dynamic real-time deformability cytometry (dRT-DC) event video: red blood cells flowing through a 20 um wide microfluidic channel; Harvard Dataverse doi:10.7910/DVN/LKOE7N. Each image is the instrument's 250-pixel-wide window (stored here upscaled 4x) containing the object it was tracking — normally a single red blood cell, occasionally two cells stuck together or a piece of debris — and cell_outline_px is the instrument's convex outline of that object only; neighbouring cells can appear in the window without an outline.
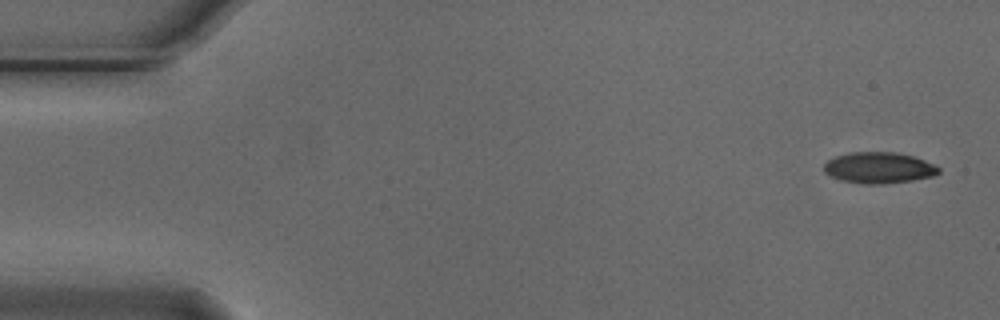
{"species": "Egyptian fruit bat (a non-hibernating species)", "species_latin": "Rousettus aegyptiacus", "temperature_condition": "cold", "stored_images_in_passage": 6, "camera_frame_rate_fps": 3000, "um_per_image_px": 0.085, "animal": {"sex": "male"}, "frame": {"image": 1, "passage_image": 1, "time_ms": 0.0, "image_size_px": [1000, 320], "cell_outline_px": [[940, 172], [932, 176], [912, 180], [884, 184], [864, 184], [840, 180], [824, 172], [824, 164], [828, 160], [836, 156], [852, 152], [892, 152], [912, 156], [924, 160], [940, 168]], "centroid_in_image_um": [74.68, 14.26], "position_along_channel_um": 10.3, "area_um2": 20.63}}
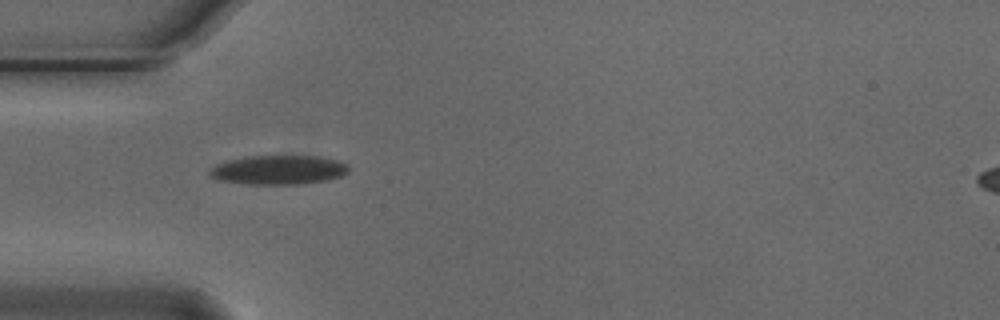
{"frame": {"image": 2, "passage_image": 5, "time_ms": 1.333, "image_size_px": [1000, 320], "cell_outline_px": [[348, 172], [340, 176], [324, 180], [300, 184], [240, 184], [220, 180], [208, 176], [208, 172], [216, 164], [228, 160], [244, 156], [320, 156], [340, 160], [348, 164]], "centroid_in_image_um": [23.65, 14.43], "position_along_channel_um": 61.3, "area_um2": 23.81}}
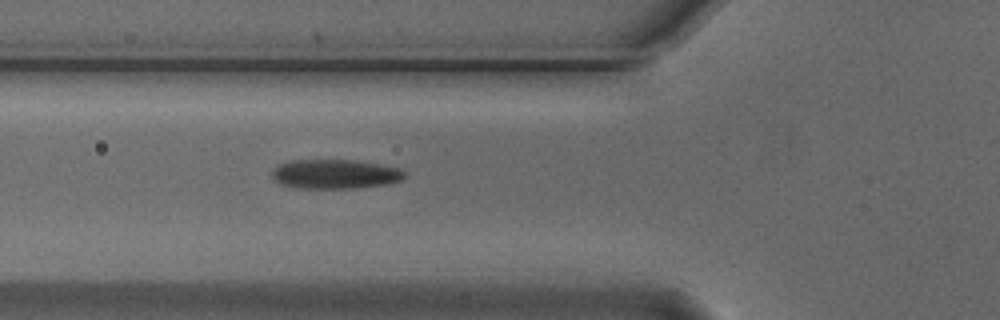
{"frame": {"image": 3, "passage_image": 6, "time_ms": 1.667, "image_size_px": [1000, 320], "cell_outline_px": [[404, 176], [400, 180], [388, 184], [360, 188], [300, 188], [280, 184], [272, 176], [272, 168], [288, 160], [356, 160], [380, 164], [400, 168], [404, 172]], "centroid_in_image_um": [28.47, 14.79], "position_along_channel_um": 97.3, "area_um2": 22.77}}